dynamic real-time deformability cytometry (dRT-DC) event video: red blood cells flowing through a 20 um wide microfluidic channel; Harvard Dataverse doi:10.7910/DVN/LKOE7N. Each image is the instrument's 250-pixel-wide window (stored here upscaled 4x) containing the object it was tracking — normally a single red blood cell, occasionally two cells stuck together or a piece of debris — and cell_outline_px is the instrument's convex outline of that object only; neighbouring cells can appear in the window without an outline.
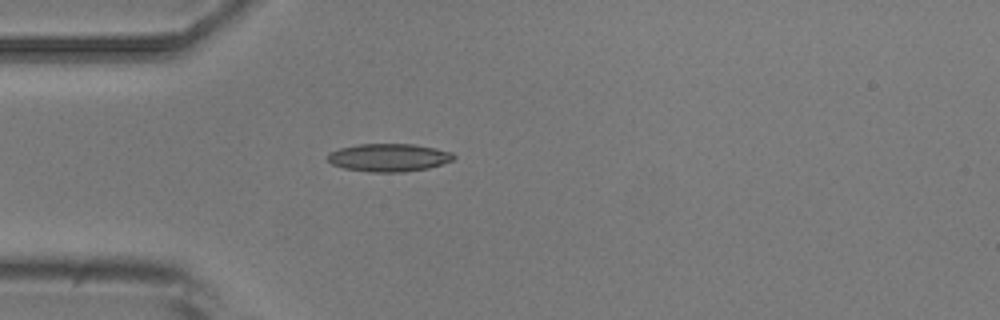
{"species": "common noctule bat (a hibernating species)", "species_latin": "Nyctalus noctula", "temperature_condition": "room temperature", "stored_images_in_passage": 4, "camera_frame_rate_fps": 3000, "um_per_image_px": 0.085, "animal": {"sex": "male", "body_mass_g": 20.5, "forearm_length_mm": 52.5}, "frame": {"image": 1, "passage_image": 4, "time_ms": 4.333, "image_size_px": [1000, 320], "cell_outline_px": [[456, 156], [452, 160], [428, 168], [404, 172], [368, 172], [344, 168], [332, 164], [328, 160], [328, 152], [340, 148], [360, 144], [416, 144], [436, 148], [452, 152]], "centroid_in_image_um": [33.05, 13.39], "position_along_channel_um": 52.0, "area_um2": 20.52}}